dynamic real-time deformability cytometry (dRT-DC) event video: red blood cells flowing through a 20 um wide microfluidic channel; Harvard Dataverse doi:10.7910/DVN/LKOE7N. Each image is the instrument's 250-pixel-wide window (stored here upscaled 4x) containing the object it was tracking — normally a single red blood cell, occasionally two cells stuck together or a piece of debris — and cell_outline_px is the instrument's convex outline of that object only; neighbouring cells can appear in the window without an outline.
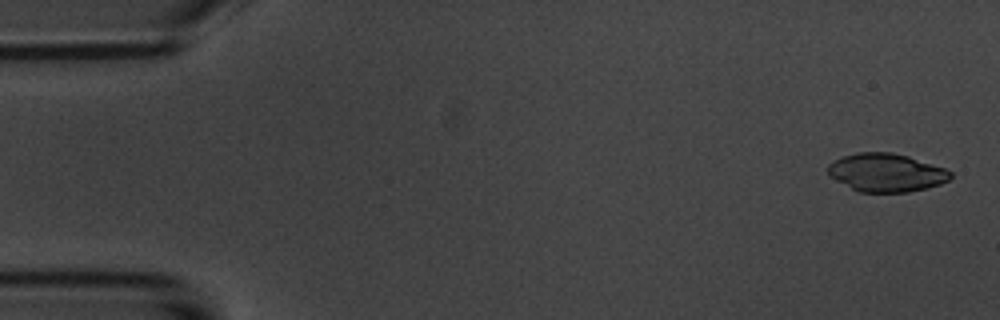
{"species": "common noctule bat (a hibernating species)", "species_latin": "Nyctalus noctula", "temperature_condition": "room temperature", "stored_images_in_passage": 5, "camera_frame_rate_fps": 3000, "um_per_image_px": 0.085, "animal": {"sex": "male", "body_mass_g": 20.1, "forearm_length_mm": 53.5}, "frame": {"image": 1, "passage_image": 1, "time_ms": 0.0, "image_size_px": [1000, 320], "cell_outline_px": [[952, 176], [948, 180], [940, 184], [908, 192], [860, 192], [828, 176], [828, 164], [832, 160], [856, 152], [892, 152], [908, 156], [944, 168], [952, 172]], "centroid_in_image_um": [75.3, 14.66], "position_along_channel_um": 9.7, "area_um2": 27.22}}
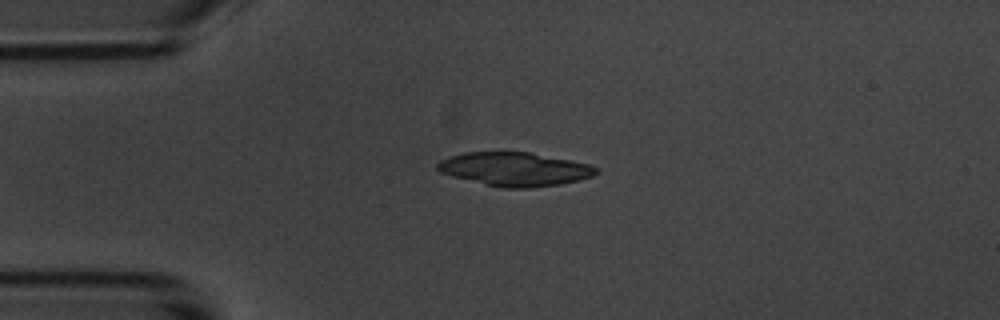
{"frame": {"image": 2, "passage_image": 4, "time_ms": 3.667, "image_size_px": [1000, 320], "cell_outline_px": [[596, 172], [592, 176], [580, 180], [560, 184], [528, 188], [504, 188], [452, 176], [440, 172], [436, 168], [436, 164], [440, 160], [448, 156], [464, 152], [528, 152], [572, 160], [588, 164], [596, 168]], "centroid_in_image_um": [43.72, 14.37], "position_along_channel_um": 41.3, "area_um2": 30.92}}